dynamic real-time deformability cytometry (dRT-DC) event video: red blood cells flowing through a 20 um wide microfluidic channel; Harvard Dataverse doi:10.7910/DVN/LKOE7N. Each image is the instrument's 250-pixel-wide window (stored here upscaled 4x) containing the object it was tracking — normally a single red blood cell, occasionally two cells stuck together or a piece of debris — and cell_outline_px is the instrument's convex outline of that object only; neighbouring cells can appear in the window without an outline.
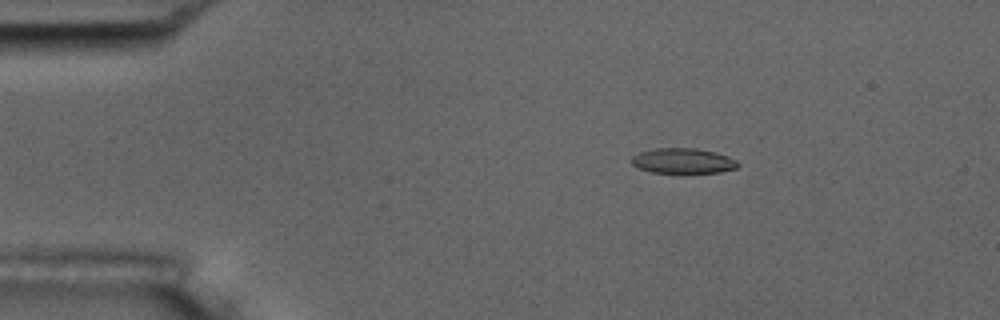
{"species": "common noctule bat (a hibernating species)", "species_latin": "Nyctalus noctula", "temperature_condition": "room temperature", "stored_images_in_passage": 54, "camera_frame_rate_fps": 3000, "um_per_image_px": 0.085, "animal": {"sex": "male", "body_mass_g": 17.5, "forearm_length_mm": 52.3}, "frame": {"image": 1, "passage_image": 9, "time_ms": 2.667, "image_size_px": [1000, 320], "cell_outline_px": [[740, 164], [736, 168], [720, 172], [652, 172], [640, 168], [632, 164], [632, 156], [640, 152], [656, 148], [696, 148], [716, 152], [728, 156], [736, 160]], "centroid_in_image_um": [58.08, 13.66], "position_along_channel_um": 26.9, "area_um2": 15.43}}
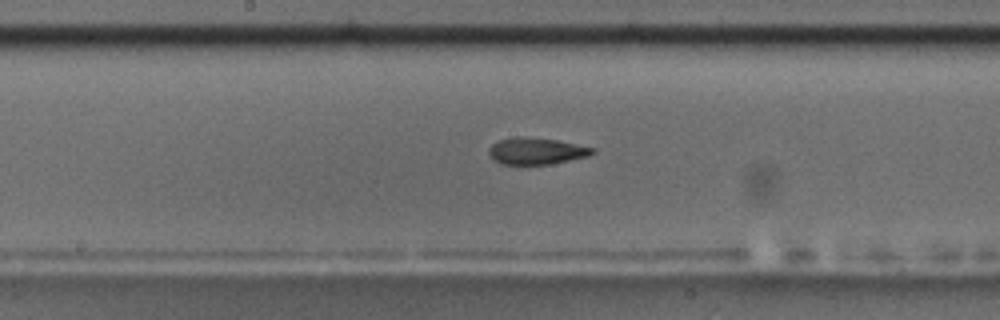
{"frame": {"image": 2, "passage_image": 28, "time_ms": 9.0, "image_size_px": [1000, 320], "cell_outline_px": [[596, 152], [588, 156], [548, 164], [500, 164], [492, 160], [488, 152], [492, 144], [500, 140], [520, 136], [524, 136], [556, 140], [596, 148]], "centroid_in_image_um": [45.58, 12.84], "position_along_channel_um": 202.6, "area_um2": 16.01}}
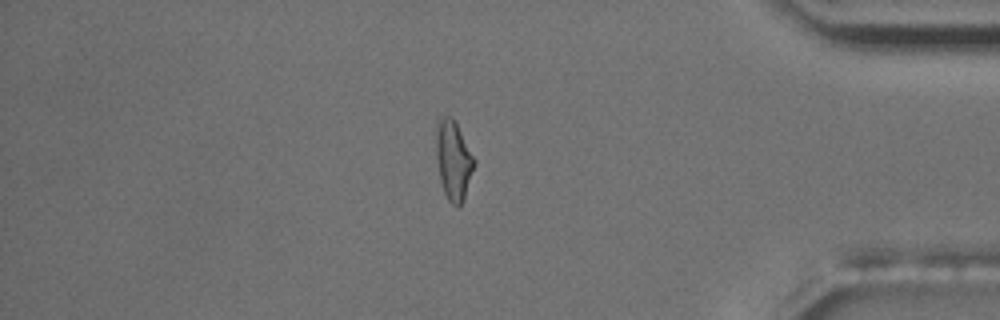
{"frame": {"image": 3, "passage_image": 46, "time_ms": 15.0, "image_size_px": [1000, 320], "cell_outline_px": [[476, 164], [464, 196], [460, 204], [456, 208], [448, 200], [444, 192], [440, 180], [436, 156], [436, 120], [440, 116], [452, 116], [476, 160]], "centroid_in_image_um": [38.53, 13.58], "position_along_channel_um": 396.7, "area_um2": 17.63}, "authors_computed_cell_mechanics": {"area_um2": 16.5886, "velocity_mm_per_s": 3.7493, "shape_relaxation_time_tau1_ms": 11.1206, "shape_relaxation_time_tau2_ms": 4.5175, "deformation_change_tau1": 0.2651, "deformation_change_tau2": 0.1134}}